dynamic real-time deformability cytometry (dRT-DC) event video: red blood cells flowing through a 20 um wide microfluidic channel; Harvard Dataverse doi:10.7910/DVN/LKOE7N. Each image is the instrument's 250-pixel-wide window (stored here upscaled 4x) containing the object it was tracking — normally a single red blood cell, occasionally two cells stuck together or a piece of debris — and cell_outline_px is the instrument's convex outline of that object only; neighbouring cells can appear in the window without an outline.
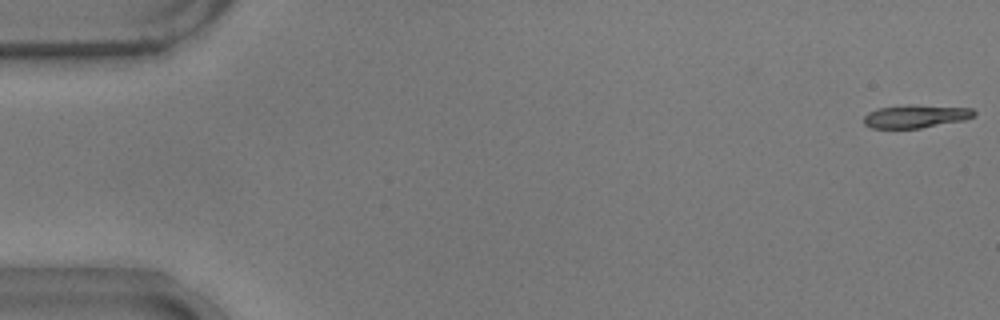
{"species": "common noctule bat (a hibernating species)", "species_latin": "Nyctalus noctula", "temperature_condition": "warm", "stored_images_in_passage": 54, "camera_frame_rate_fps": 3000, "um_per_image_px": 0.085, "animal": {"sex": "male", "body_mass_g": 17.9}, "frame": {"image": 1, "passage_image": 1, "time_ms": 0.0, "image_size_px": [1000, 320], "cell_outline_px": [[976, 112], [972, 116], [964, 120], [920, 128], [872, 128], [864, 124], [864, 116], [868, 112], [880, 108], [912, 104], [972, 108]], "centroid_in_image_um": [77.83, 9.88], "position_along_channel_um": 7.2, "area_um2": 14.74}}
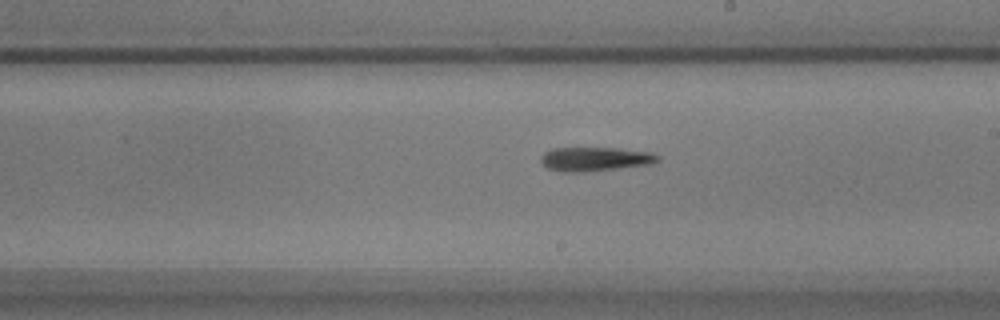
{"frame": {"image": 2, "passage_image": 31, "time_ms": 10.0, "image_size_px": [1000, 320], "cell_outline_px": [[660, 160], [652, 164], [620, 168], [584, 172], [564, 172], [548, 168], [540, 160], [540, 156], [544, 152], [552, 148], [616, 148], [652, 152], [660, 156]], "centroid_in_image_um": [50.61, 13.51], "position_along_channel_um": 238.4, "area_um2": 16.47}}
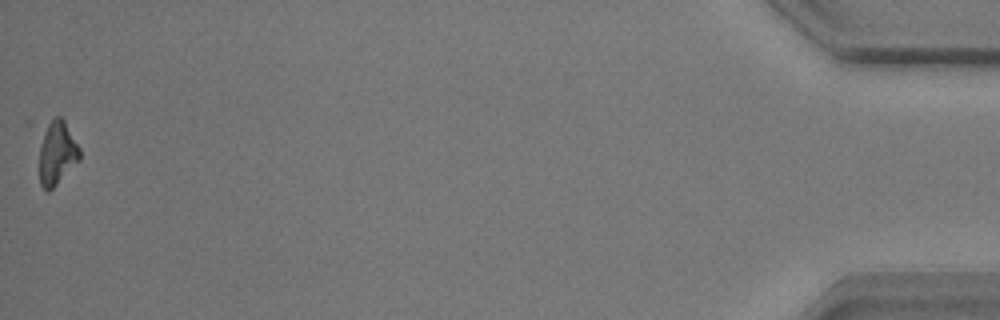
{"frame": {"image": 3, "passage_image": 54, "time_ms": 17.667, "image_size_px": [1000, 320], "cell_outline_px": [[80, 160], [48, 192], [40, 184], [40, 148], [44, 124], [56, 116], [60, 116], [64, 120], [80, 148]], "centroid_in_image_um": [4.84, 12.96], "position_along_channel_um": 430.4, "area_um2": 14.97}, "authors_computed_cell_mechanics": {"area_um2": 15.5771, "velocity_mm_per_s": 3.7395, "shape_relaxation_time_tau1_ms": 5.6533, "shape_relaxation_time_tau2_ms": null, "deformation_change_tau1": 0.2386, "deformation_change_tau2": null}}